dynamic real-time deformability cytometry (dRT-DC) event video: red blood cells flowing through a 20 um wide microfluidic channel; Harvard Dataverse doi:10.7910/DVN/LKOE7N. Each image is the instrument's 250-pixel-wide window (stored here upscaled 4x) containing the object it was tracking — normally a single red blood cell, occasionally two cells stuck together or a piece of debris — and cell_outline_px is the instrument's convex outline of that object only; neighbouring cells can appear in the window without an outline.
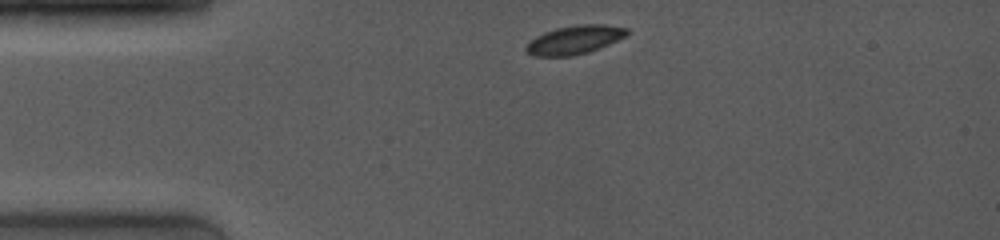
{"species": "common noctule bat (a hibernating species)", "species_latin": "Nyctalus noctula", "temperature_condition": "room temperature", "stored_images_in_passage": 47, "camera_frame_rate_fps": 4000, "um_per_image_px": 0.085, "animal": {"sex": "female", "body_mass_g": 19.0, "forearm_length_mm": 53.3}, "frame": {"image": 1, "passage_image": 1, "time_ms": 0.0, "image_size_px": [1000, 240], "cell_outline_px": [[628, 36], [600, 48], [588, 52], [572, 56], [532, 56], [524, 48], [524, 44], [528, 40], [544, 32], [556, 28], [580, 24], [604, 24], [628, 28]], "centroid_in_image_um": [48.82, 3.38], "position_along_channel_um": 36.2, "area_um2": 17.11}}
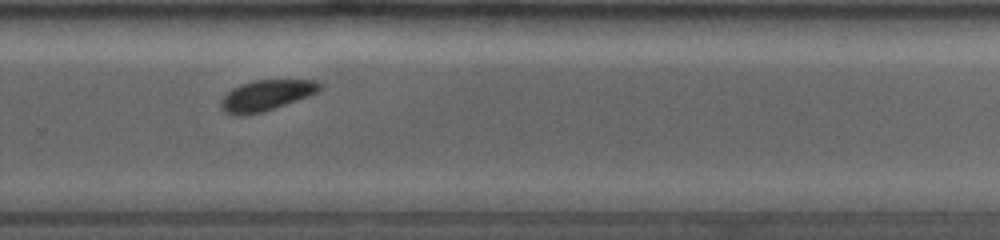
{"frame": {"image": 2, "passage_image": 41, "time_ms": 7.75, "image_size_px": [1000, 240], "cell_outline_px": [[324, 84], [316, 92], [308, 96], [260, 112], [244, 116], [232, 116], [224, 112], [220, 108], [220, 100], [232, 88], [240, 84], [256, 80], [316, 80]], "centroid_in_image_um": [22.57, 8.11], "position_along_channel_um": 307.2, "area_um2": 17.57}}
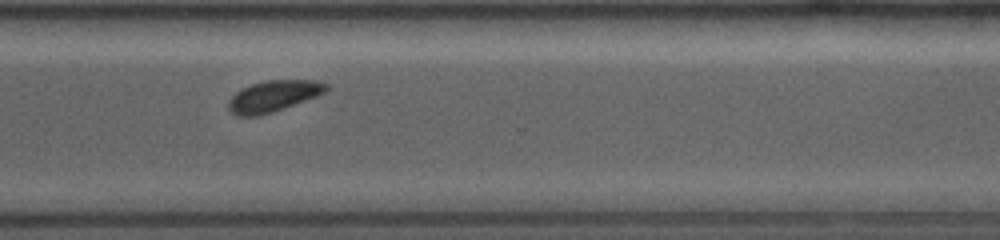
{"frame": {"image": 3, "passage_image": 46, "time_ms": 8.75, "image_size_px": [1000, 240], "cell_outline_px": [[328, 88], [324, 92], [316, 96], [272, 112], [256, 116], [236, 116], [228, 108], [228, 100], [236, 92], [252, 84], [264, 80], [320, 80], [328, 84]], "centroid_in_image_um": [23.23, 8.16], "position_along_channel_um": 347.4, "area_um2": 17.57}}